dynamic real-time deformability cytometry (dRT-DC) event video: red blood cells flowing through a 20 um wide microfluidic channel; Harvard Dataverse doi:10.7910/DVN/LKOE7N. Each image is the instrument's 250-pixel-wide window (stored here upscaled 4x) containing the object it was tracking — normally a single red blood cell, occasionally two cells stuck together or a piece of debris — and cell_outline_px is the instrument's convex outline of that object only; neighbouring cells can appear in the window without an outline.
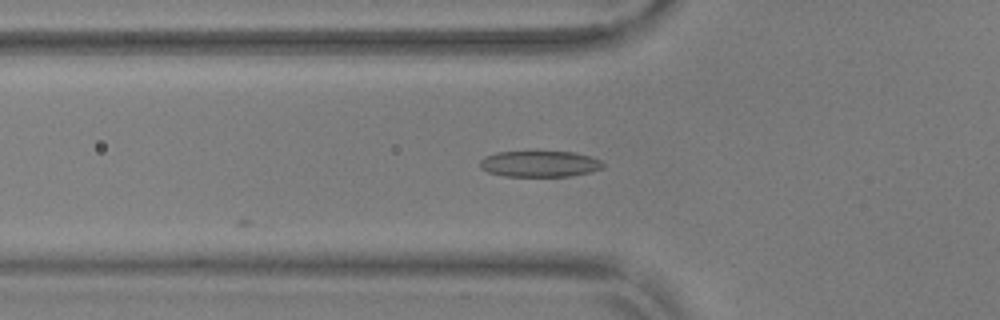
{"species": "common noctule bat (a hibernating species)", "species_latin": "Nyctalus noctula", "temperature_condition": "warm", "stored_images_in_passage": 8, "camera_frame_rate_fps": 3000, "um_per_image_px": 0.085, "animal": {"sex": "male", "body_mass_g": 17.9, "forearm_length_mm": 54.2}, "frame": {"image": 1, "passage_image": 8, "time_ms": 2.333, "image_size_px": [1000, 320], "cell_outline_px": [[604, 168], [592, 172], [568, 176], [504, 176], [488, 172], [480, 168], [480, 160], [484, 156], [496, 152], [536, 148], [572, 152], [588, 156], [600, 160], [604, 164]], "centroid_in_image_um": [45.83, 13.87], "position_along_channel_um": 80.0, "area_um2": 19.77}}